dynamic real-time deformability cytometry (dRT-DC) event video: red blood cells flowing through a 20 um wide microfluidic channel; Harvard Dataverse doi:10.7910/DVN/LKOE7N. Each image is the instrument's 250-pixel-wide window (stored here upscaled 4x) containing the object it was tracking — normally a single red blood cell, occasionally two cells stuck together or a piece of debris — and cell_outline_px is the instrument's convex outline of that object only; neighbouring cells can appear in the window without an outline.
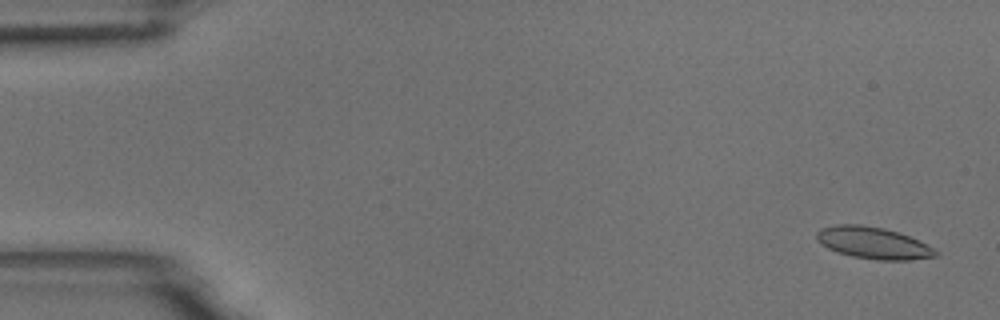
{"species": "common noctule bat (a hibernating species)", "species_latin": "Nyctalus noctula", "temperature_condition": "room temperature", "stored_images_in_passage": 55, "camera_frame_rate_fps": 3000, "um_per_image_px": 0.085, "animal": {"sex": "male", "body_mass_g": 18.8}, "frame": {"image": 1, "passage_image": 3, "time_ms": 0.667, "image_size_px": [1000, 320], "cell_outline_px": [[940, 252], [936, 256], [908, 260], [876, 260], [852, 256], [836, 252], [828, 248], [816, 240], [816, 232], [820, 228], [836, 224], [860, 224], [884, 228], [900, 232]], "centroid_in_image_um": [74.17, 20.64], "position_along_channel_um": 10.8, "area_um2": 22.02}}
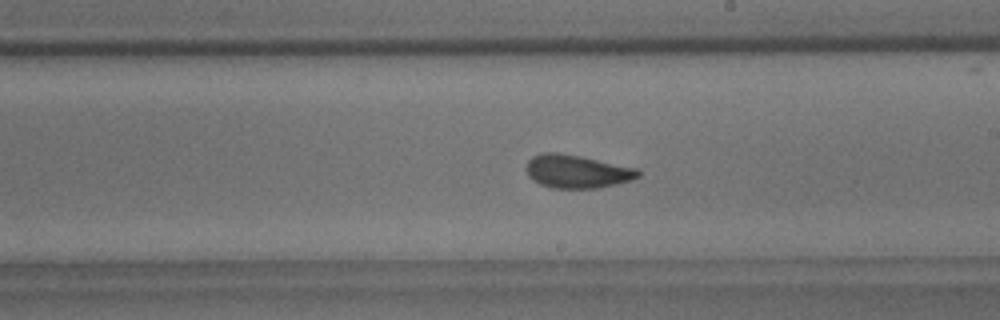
{"frame": {"image": 2, "passage_image": 32, "time_ms": 10.333, "image_size_px": [1000, 320], "cell_outline_px": [[640, 176], [632, 180], [600, 188], [552, 188], [540, 184], [528, 176], [528, 160], [532, 156], [540, 152], [556, 152], [580, 156], [636, 168], [640, 172]], "centroid_in_image_um": [49.04, 14.57], "position_along_channel_um": 240.0, "area_um2": 21.56}}
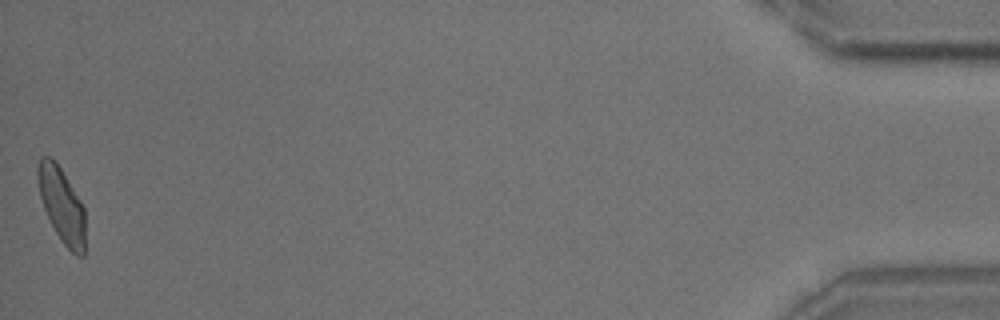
{"frame": {"image": 3, "passage_image": 55, "time_ms": 18.0, "image_size_px": [1000, 320], "cell_outline_px": [[84, 256], [76, 256], [60, 240], [44, 208], [40, 196], [36, 176], [36, 168], [40, 156], [48, 156], [60, 168], [80, 200], [84, 208]], "centroid_in_image_um": [5.22, 17.42], "position_along_channel_um": 430.0, "area_um2": 20.35}, "authors_computed_cell_mechanics": {"area_um2": 21.5016, "velocity_mm_per_s": 3.7246, "shape_relaxation_time_tau1_ms": 6.313, "shape_relaxation_time_tau2_ms": 1.5732, "deformation_change_tau1": 0.1469, "deformation_change_tau2": 0.0663}}